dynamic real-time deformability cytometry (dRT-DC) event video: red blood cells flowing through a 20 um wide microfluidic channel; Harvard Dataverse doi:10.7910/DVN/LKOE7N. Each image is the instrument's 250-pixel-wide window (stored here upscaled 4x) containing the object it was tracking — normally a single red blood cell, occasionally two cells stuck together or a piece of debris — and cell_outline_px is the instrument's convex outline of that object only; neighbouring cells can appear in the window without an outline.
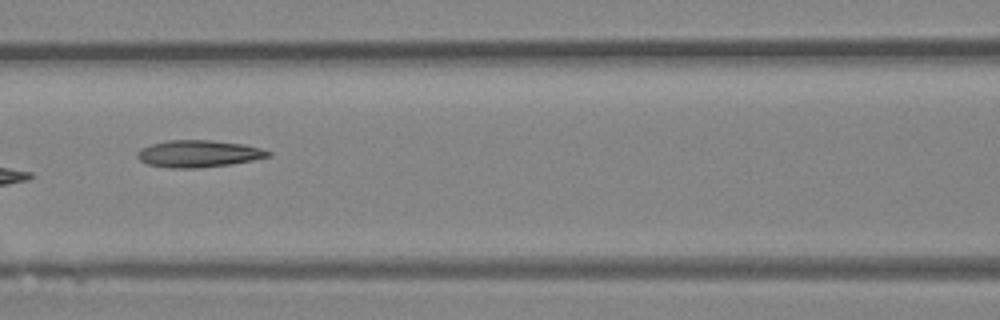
{"species": "Egyptian fruit bat (a non-hibernating species)", "species_latin": "Rousettus aegyptiacus", "temperature_condition": "room temperature", "stored_images_in_passage": 6, "camera_frame_rate_fps": 3000, "um_per_image_px": 0.085, "animal": {"sex": "female"}, "frame": {"image": 1, "passage_image": 6, "time_ms": 6.0, "image_size_px": [1000, 320], "cell_outline_px": [[272, 156], [232, 164], [196, 168], [172, 168], [148, 164], [140, 160], [136, 156], [136, 152], [140, 148], [152, 144], [168, 140], [212, 140], [244, 144], [260, 148], [272, 152]], "centroid_in_image_um": [16.88, 13.06], "position_along_channel_um": 149.7, "area_um2": 20.63}}